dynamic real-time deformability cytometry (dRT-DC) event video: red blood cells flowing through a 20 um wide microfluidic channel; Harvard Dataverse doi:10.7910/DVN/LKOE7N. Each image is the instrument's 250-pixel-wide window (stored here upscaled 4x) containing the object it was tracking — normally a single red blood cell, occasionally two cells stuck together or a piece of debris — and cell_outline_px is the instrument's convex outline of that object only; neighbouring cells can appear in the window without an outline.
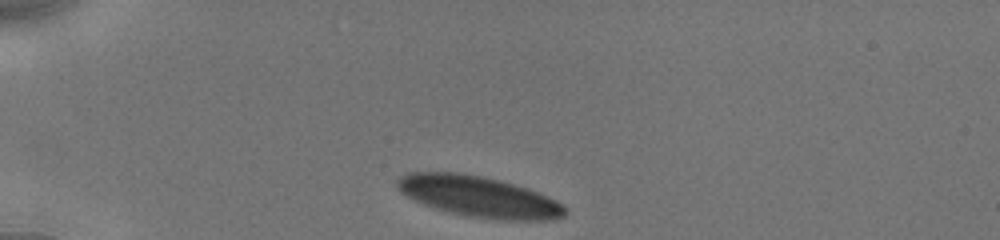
{"species": "human", "species_latin": "Homo sapiens", "temperature_condition": "cold", "stored_images_in_passage": 34, "camera_frame_rate_fps": 3000, "um_per_image_px": 0.085, "donor": {"sex": "male"}, "frame": {"image": 1, "passage_image": 1, "time_ms": 0.0, "image_size_px": [1000, 240], "cell_outline_px": [[564, 216], [552, 220], [500, 220], [468, 216], [448, 212], [432, 208], [400, 192], [396, 188], [396, 180], [400, 176], [408, 172], [456, 172], [480, 176], [500, 180], [528, 188], [556, 200], [564, 208]], "centroid_in_image_um": [40.65, 16.71], "position_along_channel_um": 44.3, "area_um2": 39.88}}
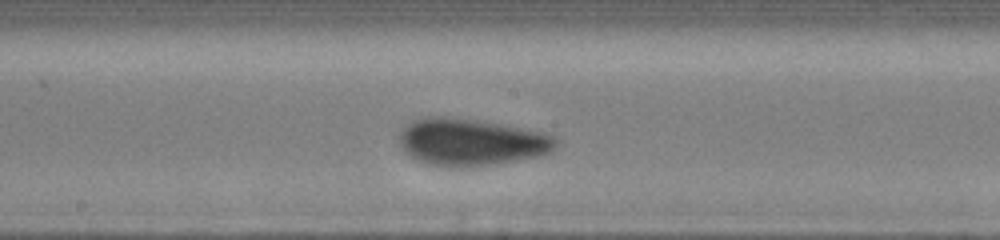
{"frame": {"image": 2, "passage_image": 23, "time_ms": 5.333, "image_size_px": [1000, 240], "cell_outline_px": [[560, 140], [548, 152], [536, 156], [496, 164], [460, 168], [452, 168], [428, 164], [412, 156], [400, 144], [400, 132], [412, 120], [428, 116], [444, 116], [504, 124], [544, 132]], "centroid_in_image_um": [40.05, 12.07], "position_along_channel_um": 208.2, "area_um2": 42.71}}
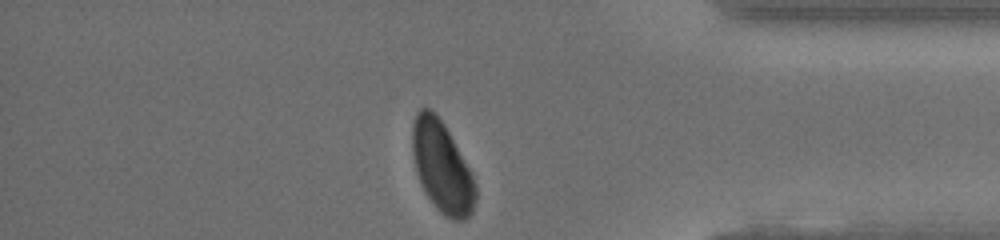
{"frame": {"image": 3, "passage_image": 34, "time_ms": 10.667, "image_size_px": [1000, 240], "cell_outline_px": [[476, 200], [472, 212], [464, 220], [452, 220], [444, 216], [436, 208], [428, 196], [420, 180], [416, 168], [412, 152], [412, 124], [416, 112], [420, 108], [432, 108], [444, 124], [468, 168], [472, 176], [476, 188]], "centroid_in_image_um": [37.55, 14.18], "position_along_channel_um": 397.6, "area_um2": 33.0}, "authors_computed_cell_mechanics": {"area_um2": 41.327, "velocity_mm_per_s": 3.8724, "shape_relaxation_time_tau1_ms": 3.4636, "shape_relaxation_time_tau2_ms": null, "deformation_change_tau1": 0.1079, "deformation_change_tau2": null}}